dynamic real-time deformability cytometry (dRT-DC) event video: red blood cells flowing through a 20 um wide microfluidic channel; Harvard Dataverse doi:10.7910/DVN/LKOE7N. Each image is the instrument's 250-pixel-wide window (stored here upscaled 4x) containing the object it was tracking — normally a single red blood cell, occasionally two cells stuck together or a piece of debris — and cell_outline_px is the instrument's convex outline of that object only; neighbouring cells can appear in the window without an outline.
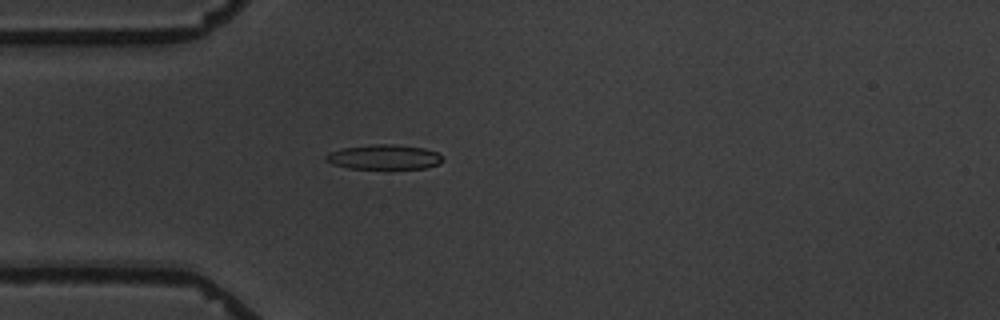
{"species": "common noctule bat (a hibernating species)", "species_latin": "Nyctalus noctula", "temperature_condition": "warm", "stored_images_in_passage": 4, "camera_frame_rate_fps": 3000, "um_per_image_px": 0.085, "animal": {"sex": "male", "body_mass_g": 19.5, "forearm_length_mm": 54.6}, "frame": {"image": 1, "passage_image": 4, "time_ms": 3.333, "image_size_px": [1000, 320], "cell_outline_px": [[444, 160], [440, 164], [424, 168], [348, 168], [332, 164], [324, 160], [324, 156], [328, 152], [340, 148], [372, 144], [392, 144], [424, 148], [436, 152], [444, 156]], "centroid_in_image_um": [32.62, 13.34], "position_along_channel_um": 52.4, "area_um2": 16.99}}